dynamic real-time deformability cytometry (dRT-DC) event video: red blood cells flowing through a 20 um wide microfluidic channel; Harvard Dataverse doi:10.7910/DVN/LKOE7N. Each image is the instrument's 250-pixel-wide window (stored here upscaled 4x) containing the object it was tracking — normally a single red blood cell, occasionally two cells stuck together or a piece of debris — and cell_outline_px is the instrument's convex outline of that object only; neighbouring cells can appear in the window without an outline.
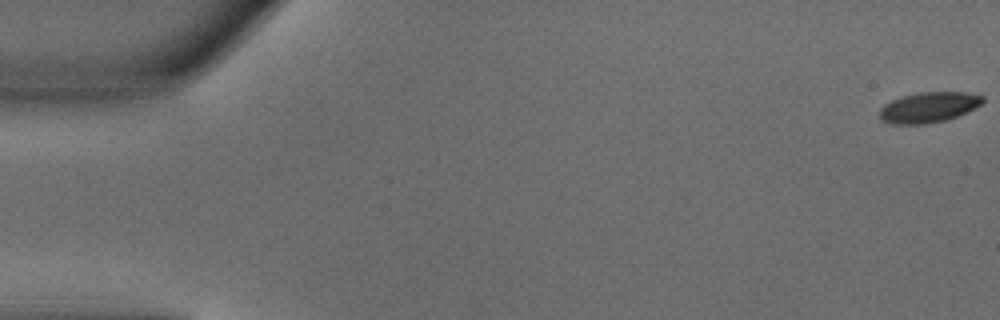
{"species": "common noctule bat (a hibernating species)", "species_latin": "Nyctalus noctula", "temperature_condition": "warm", "stored_images_in_passage": 9, "camera_frame_rate_fps": 3000, "um_per_image_px": 0.085, "animal": {"sex": "male", "body_mass_g": 18.8}, "frame": {"image": 1, "passage_image": 1, "time_ms": 0.0, "image_size_px": [1000, 320], "cell_outline_px": [[984, 100], [980, 104], [956, 116], [944, 120], [928, 124], [892, 124], [880, 120], [880, 108], [884, 104], [892, 100], [916, 92], [964, 92], [984, 96]], "centroid_in_image_um": [78.88, 9.12], "position_along_channel_um": 6.1, "area_um2": 18.09}}